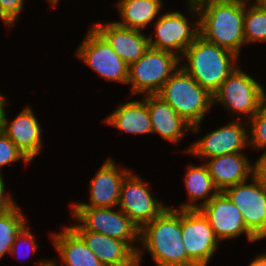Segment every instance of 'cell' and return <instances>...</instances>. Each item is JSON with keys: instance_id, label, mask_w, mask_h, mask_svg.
I'll list each match as a JSON object with an SVG mask.
<instances>
[{"instance_id": "obj_1", "label": "cell", "mask_w": 266, "mask_h": 266, "mask_svg": "<svg viewBox=\"0 0 266 266\" xmlns=\"http://www.w3.org/2000/svg\"><path fill=\"white\" fill-rule=\"evenodd\" d=\"M247 0H189V10L196 12L200 35L207 41L239 56L244 37Z\"/></svg>"}, {"instance_id": "obj_2", "label": "cell", "mask_w": 266, "mask_h": 266, "mask_svg": "<svg viewBox=\"0 0 266 266\" xmlns=\"http://www.w3.org/2000/svg\"><path fill=\"white\" fill-rule=\"evenodd\" d=\"M140 241L158 266H196L182 241L181 209L166 208L140 229Z\"/></svg>"}, {"instance_id": "obj_3", "label": "cell", "mask_w": 266, "mask_h": 266, "mask_svg": "<svg viewBox=\"0 0 266 266\" xmlns=\"http://www.w3.org/2000/svg\"><path fill=\"white\" fill-rule=\"evenodd\" d=\"M188 61L182 68L204 89L213 95L222 82L234 71L235 53L207 41L201 35L189 45L182 57Z\"/></svg>"}, {"instance_id": "obj_4", "label": "cell", "mask_w": 266, "mask_h": 266, "mask_svg": "<svg viewBox=\"0 0 266 266\" xmlns=\"http://www.w3.org/2000/svg\"><path fill=\"white\" fill-rule=\"evenodd\" d=\"M157 95L197 133L205 113L213 104V95L201 87L182 67L164 83Z\"/></svg>"}, {"instance_id": "obj_5", "label": "cell", "mask_w": 266, "mask_h": 266, "mask_svg": "<svg viewBox=\"0 0 266 266\" xmlns=\"http://www.w3.org/2000/svg\"><path fill=\"white\" fill-rule=\"evenodd\" d=\"M179 58L176 53L149 47L144 55L128 68L127 83L132 84V93L158 94L164 83L178 69Z\"/></svg>"}, {"instance_id": "obj_6", "label": "cell", "mask_w": 266, "mask_h": 266, "mask_svg": "<svg viewBox=\"0 0 266 266\" xmlns=\"http://www.w3.org/2000/svg\"><path fill=\"white\" fill-rule=\"evenodd\" d=\"M72 208L73 217L82 223L79 225L84 230L125 241L137 253V266H139L142 251L139 248L136 249L131 243L140 241V229L122 210L117 212L111 207Z\"/></svg>"}, {"instance_id": "obj_7", "label": "cell", "mask_w": 266, "mask_h": 266, "mask_svg": "<svg viewBox=\"0 0 266 266\" xmlns=\"http://www.w3.org/2000/svg\"><path fill=\"white\" fill-rule=\"evenodd\" d=\"M250 177L253 183H238L223 192L242 213L247 230L260 240L266 237V182L257 173Z\"/></svg>"}, {"instance_id": "obj_8", "label": "cell", "mask_w": 266, "mask_h": 266, "mask_svg": "<svg viewBox=\"0 0 266 266\" xmlns=\"http://www.w3.org/2000/svg\"><path fill=\"white\" fill-rule=\"evenodd\" d=\"M265 95L261 84L236 67L213 94V103L221 102L228 111L251 118L266 103Z\"/></svg>"}, {"instance_id": "obj_9", "label": "cell", "mask_w": 266, "mask_h": 266, "mask_svg": "<svg viewBox=\"0 0 266 266\" xmlns=\"http://www.w3.org/2000/svg\"><path fill=\"white\" fill-rule=\"evenodd\" d=\"M181 232L187 257L196 266H207L219 243L208 219L199 209H182Z\"/></svg>"}, {"instance_id": "obj_10", "label": "cell", "mask_w": 266, "mask_h": 266, "mask_svg": "<svg viewBox=\"0 0 266 266\" xmlns=\"http://www.w3.org/2000/svg\"><path fill=\"white\" fill-rule=\"evenodd\" d=\"M76 53L104 79L125 84L128 82L129 66L93 27Z\"/></svg>"}, {"instance_id": "obj_11", "label": "cell", "mask_w": 266, "mask_h": 266, "mask_svg": "<svg viewBox=\"0 0 266 266\" xmlns=\"http://www.w3.org/2000/svg\"><path fill=\"white\" fill-rule=\"evenodd\" d=\"M149 185L130 172L122 182L119 206L138 227L159 216L167 207L149 193Z\"/></svg>"}, {"instance_id": "obj_12", "label": "cell", "mask_w": 266, "mask_h": 266, "mask_svg": "<svg viewBox=\"0 0 266 266\" xmlns=\"http://www.w3.org/2000/svg\"><path fill=\"white\" fill-rule=\"evenodd\" d=\"M199 210L208 219L219 240L236 238L246 233L250 242L257 239L247 230L242 213L231 202L223 191H219L208 203L202 205Z\"/></svg>"}, {"instance_id": "obj_13", "label": "cell", "mask_w": 266, "mask_h": 266, "mask_svg": "<svg viewBox=\"0 0 266 266\" xmlns=\"http://www.w3.org/2000/svg\"><path fill=\"white\" fill-rule=\"evenodd\" d=\"M156 22L155 34L157 39L153 41V37H148L149 47L155 49L171 53H177L178 51L177 55L180 52L184 54L189 45L200 35L199 19L192 29L188 24L187 18L179 11L168 12L159 17ZM171 49H176L177 51L173 52Z\"/></svg>"}, {"instance_id": "obj_14", "label": "cell", "mask_w": 266, "mask_h": 266, "mask_svg": "<svg viewBox=\"0 0 266 266\" xmlns=\"http://www.w3.org/2000/svg\"><path fill=\"white\" fill-rule=\"evenodd\" d=\"M246 132L247 130H245L242 123L232 122L194 142L187 152L207 159L241 152V149L249 144Z\"/></svg>"}, {"instance_id": "obj_15", "label": "cell", "mask_w": 266, "mask_h": 266, "mask_svg": "<svg viewBox=\"0 0 266 266\" xmlns=\"http://www.w3.org/2000/svg\"><path fill=\"white\" fill-rule=\"evenodd\" d=\"M71 228L97 255L104 266H137V253L125 241L84 230L79 224H74Z\"/></svg>"}, {"instance_id": "obj_16", "label": "cell", "mask_w": 266, "mask_h": 266, "mask_svg": "<svg viewBox=\"0 0 266 266\" xmlns=\"http://www.w3.org/2000/svg\"><path fill=\"white\" fill-rule=\"evenodd\" d=\"M93 28L128 66L136 62L149 48V38L141 30L123 27L117 21L105 26L99 23Z\"/></svg>"}, {"instance_id": "obj_17", "label": "cell", "mask_w": 266, "mask_h": 266, "mask_svg": "<svg viewBox=\"0 0 266 266\" xmlns=\"http://www.w3.org/2000/svg\"><path fill=\"white\" fill-rule=\"evenodd\" d=\"M117 168L111 159L104 162L97 175L90 182V203H75L72 207L114 208L118 206L122 182L130 171Z\"/></svg>"}, {"instance_id": "obj_18", "label": "cell", "mask_w": 266, "mask_h": 266, "mask_svg": "<svg viewBox=\"0 0 266 266\" xmlns=\"http://www.w3.org/2000/svg\"><path fill=\"white\" fill-rule=\"evenodd\" d=\"M4 111L0 129L16 144L31 161L42 147L41 128L33 111L28 107L8 124Z\"/></svg>"}, {"instance_id": "obj_19", "label": "cell", "mask_w": 266, "mask_h": 266, "mask_svg": "<svg viewBox=\"0 0 266 266\" xmlns=\"http://www.w3.org/2000/svg\"><path fill=\"white\" fill-rule=\"evenodd\" d=\"M248 161L244 154L236 152L209 158L205 165L216 188L224 191L228 187L247 181L250 174L257 173L256 163L250 165Z\"/></svg>"}, {"instance_id": "obj_20", "label": "cell", "mask_w": 266, "mask_h": 266, "mask_svg": "<svg viewBox=\"0 0 266 266\" xmlns=\"http://www.w3.org/2000/svg\"><path fill=\"white\" fill-rule=\"evenodd\" d=\"M145 102L149 110L152 133H159L164 139L178 143L185 132L191 130L192 126L157 94L146 95Z\"/></svg>"}, {"instance_id": "obj_21", "label": "cell", "mask_w": 266, "mask_h": 266, "mask_svg": "<svg viewBox=\"0 0 266 266\" xmlns=\"http://www.w3.org/2000/svg\"><path fill=\"white\" fill-rule=\"evenodd\" d=\"M52 238L65 266H104L70 226L61 233H54Z\"/></svg>"}, {"instance_id": "obj_22", "label": "cell", "mask_w": 266, "mask_h": 266, "mask_svg": "<svg viewBox=\"0 0 266 266\" xmlns=\"http://www.w3.org/2000/svg\"><path fill=\"white\" fill-rule=\"evenodd\" d=\"M106 123L132 134L152 133V124L145 98L121 105L105 120Z\"/></svg>"}, {"instance_id": "obj_23", "label": "cell", "mask_w": 266, "mask_h": 266, "mask_svg": "<svg viewBox=\"0 0 266 266\" xmlns=\"http://www.w3.org/2000/svg\"><path fill=\"white\" fill-rule=\"evenodd\" d=\"M162 0H121L117 3L123 22L119 25L141 30L151 23L162 7Z\"/></svg>"}, {"instance_id": "obj_24", "label": "cell", "mask_w": 266, "mask_h": 266, "mask_svg": "<svg viewBox=\"0 0 266 266\" xmlns=\"http://www.w3.org/2000/svg\"><path fill=\"white\" fill-rule=\"evenodd\" d=\"M185 186L187 188L190 202L197 201L198 199L208 198V195L211 193L209 198L205 199L203 203L199 205L194 203H187L181 205L182 209H199L202 205L208 203L218 192L219 190L213 183L212 178L208 172V168L206 165L203 166H193L191 165L186 174L185 178ZM211 191V192H210ZM213 191V192H212Z\"/></svg>"}, {"instance_id": "obj_25", "label": "cell", "mask_w": 266, "mask_h": 266, "mask_svg": "<svg viewBox=\"0 0 266 266\" xmlns=\"http://www.w3.org/2000/svg\"><path fill=\"white\" fill-rule=\"evenodd\" d=\"M17 207L16 205L10 211L0 214V259L6 252L11 253L16 235L27 223Z\"/></svg>"}, {"instance_id": "obj_26", "label": "cell", "mask_w": 266, "mask_h": 266, "mask_svg": "<svg viewBox=\"0 0 266 266\" xmlns=\"http://www.w3.org/2000/svg\"><path fill=\"white\" fill-rule=\"evenodd\" d=\"M244 37L246 43L266 41V10L255 4L245 9Z\"/></svg>"}, {"instance_id": "obj_27", "label": "cell", "mask_w": 266, "mask_h": 266, "mask_svg": "<svg viewBox=\"0 0 266 266\" xmlns=\"http://www.w3.org/2000/svg\"><path fill=\"white\" fill-rule=\"evenodd\" d=\"M251 147L266 149V103L250 119Z\"/></svg>"}, {"instance_id": "obj_28", "label": "cell", "mask_w": 266, "mask_h": 266, "mask_svg": "<svg viewBox=\"0 0 266 266\" xmlns=\"http://www.w3.org/2000/svg\"><path fill=\"white\" fill-rule=\"evenodd\" d=\"M22 159L23 162L31 161L22 153L16 144L0 129V169L3 165ZM1 173V171H0Z\"/></svg>"}, {"instance_id": "obj_29", "label": "cell", "mask_w": 266, "mask_h": 266, "mask_svg": "<svg viewBox=\"0 0 266 266\" xmlns=\"http://www.w3.org/2000/svg\"><path fill=\"white\" fill-rule=\"evenodd\" d=\"M24 0H0V18L11 26L22 11Z\"/></svg>"}, {"instance_id": "obj_30", "label": "cell", "mask_w": 266, "mask_h": 266, "mask_svg": "<svg viewBox=\"0 0 266 266\" xmlns=\"http://www.w3.org/2000/svg\"><path fill=\"white\" fill-rule=\"evenodd\" d=\"M22 239V240H21ZM30 241L29 242V246H30V252L28 253H32L33 251L35 252L36 249L38 248V245L35 243V236H33V234L26 228V225L22 228V230H20V232L16 235L15 241L12 245V249H11V253L12 255H14L15 253H18V246L22 241ZM19 242V244H18ZM24 243V242H23ZM32 251V252H31ZM19 256V255H18Z\"/></svg>"}, {"instance_id": "obj_31", "label": "cell", "mask_w": 266, "mask_h": 266, "mask_svg": "<svg viewBox=\"0 0 266 266\" xmlns=\"http://www.w3.org/2000/svg\"><path fill=\"white\" fill-rule=\"evenodd\" d=\"M2 177L3 176L0 173V214L10 211L11 209H13L16 206V204H15V202H13L11 196L10 195L6 196L4 194L5 186H4V181H3Z\"/></svg>"}, {"instance_id": "obj_32", "label": "cell", "mask_w": 266, "mask_h": 266, "mask_svg": "<svg viewBox=\"0 0 266 266\" xmlns=\"http://www.w3.org/2000/svg\"><path fill=\"white\" fill-rule=\"evenodd\" d=\"M257 174L266 182V151L256 161Z\"/></svg>"}, {"instance_id": "obj_33", "label": "cell", "mask_w": 266, "mask_h": 266, "mask_svg": "<svg viewBox=\"0 0 266 266\" xmlns=\"http://www.w3.org/2000/svg\"><path fill=\"white\" fill-rule=\"evenodd\" d=\"M249 266H266V253L257 256V258H255Z\"/></svg>"}, {"instance_id": "obj_34", "label": "cell", "mask_w": 266, "mask_h": 266, "mask_svg": "<svg viewBox=\"0 0 266 266\" xmlns=\"http://www.w3.org/2000/svg\"><path fill=\"white\" fill-rule=\"evenodd\" d=\"M5 99V100H4ZM6 103V98L2 96V94H0V127L2 124V120H3V114H4V106Z\"/></svg>"}, {"instance_id": "obj_35", "label": "cell", "mask_w": 266, "mask_h": 266, "mask_svg": "<svg viewBox=\"0 0 266 266\" xmlns=\"http://www.w3.org/2000/svg\"><path fill=\"white\" fill-rule=\"evenodd\" d=\"M38 266H58L55 261H41Z\"/></svg>"}, {"instance_id": "obj_36", "label": "cell", "mask_w": 266, "mask_h": 266, "mask_svg": "<svg viewBox=\"0 0 266 266\" xmlns=\"http://www.w3.org/2000/svg\"><path fill=\"white\" fill-rule=\"evenodd\" d=\"M255 5L263 10H266V0H256Z\"/></svg>"}, {"instance_id": "obj_37", "label": "cell", "mask_w": 266, "mask_h": 266, "mask_svg": "<svg viewBox=\"0 0 266 266\" xmlns=\"http://www.w3.org/2000/svg\"><path fill=\"white\" fill-rule=\"evenodd\" d=\"M49 2L52 3V5H56L59 2V0H49Z\"/></svg>"}]
</instances>
